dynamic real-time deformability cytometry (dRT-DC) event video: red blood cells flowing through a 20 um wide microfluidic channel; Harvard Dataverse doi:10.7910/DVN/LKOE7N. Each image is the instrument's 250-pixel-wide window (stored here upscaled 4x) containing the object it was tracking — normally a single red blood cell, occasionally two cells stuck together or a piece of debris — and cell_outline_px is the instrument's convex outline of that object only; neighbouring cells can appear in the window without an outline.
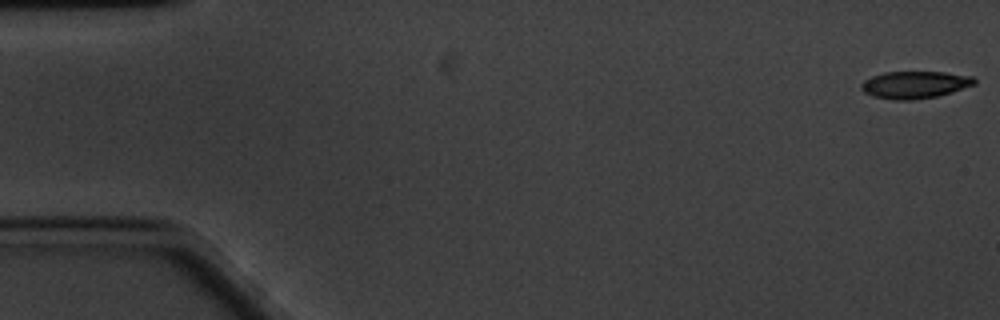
{"species": "common noctule bat (a hibernating species)", "species_latin": "Nyctalus noctula", "temperature_condition": "cold", "stored_images_in_passage": 60, "camera_frame_rate_fps": 3000, "um_per_image_px": 0.085, "animal": {"sex": "male", "body_mass_g": 20.1, "forearm_length_mm": 53.5}, "frame": {"image": 1, "passage_image": 1, "time_ms": 0.0, "image_size_px": [1000, 320], "cell_outline_px": [[976, 84], [952, 92], [936, 96], [912, 100], [892, 100], [872, 96], [864, 92], [860, 88], [860, 84], [864, 80], [872, 76], [884, 72], [944, 72], [972, 76], [976, 80]], "centroid_in_image_um": [77.74, 7.2], "position_along_channel_um": 7.3, "area_um2": 18.03}}
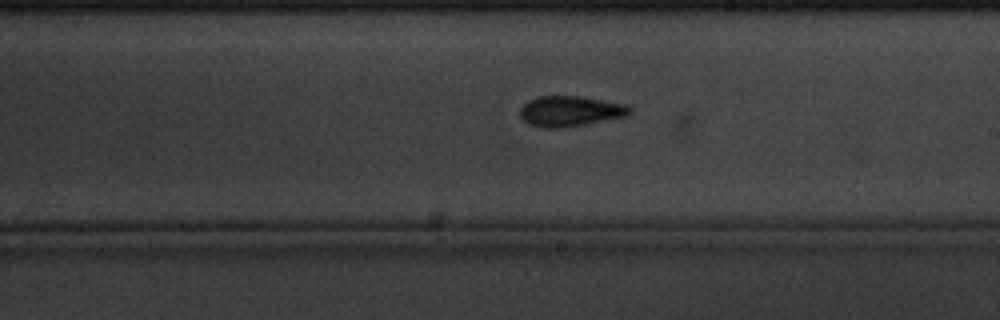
{"frame": {"image": 2, "passage_image": 34, "time_ms": 11.0, "image_size_px": [1000, 320], "cell_outline_px": [[632, 108], [628, 116], [588, 124], [564, 128], [544, 128], [528, 124], [520, 116], [520, 108], [528, 100], [536, 96], [580, 96], [624, 104]], "centroid_in_image_um": [48.45, 9.46], "position_along_channel_um": 240.5, "area_um2": 19.65}}
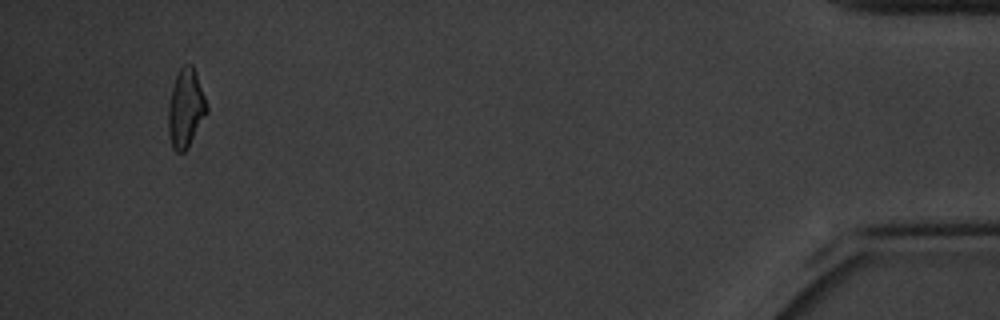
{"frame": {"image": 3, "passage_image": 57, "time_ms": 18.667, "image_size_px": [1000, 320], "cell_outline_px": [[208, 112], [188, 148], [184, 152], [176, 152], [172, 148], [168, 128], [168, 104], [172, 88], [176, 76], [180, 68], [184, 64], [192, 64], [196, 72], [208, 104]], "centroid_in_image_um": [15.8, 9.21], "position_along_channel_um": 419.4, "area_um2": 17.8}, "authors_computed_cell_mechanics": {"area_um2": 18.4093, "velocity_mm_per_s": 3.3201, "shape_relaxation_time_tau1_ms": 4.3702, "shape_relaxation_time_tau2_ms": 3.7693, "deformation_change_tau1": 0.1435, "deformation_change_tau2": 0.1085}}